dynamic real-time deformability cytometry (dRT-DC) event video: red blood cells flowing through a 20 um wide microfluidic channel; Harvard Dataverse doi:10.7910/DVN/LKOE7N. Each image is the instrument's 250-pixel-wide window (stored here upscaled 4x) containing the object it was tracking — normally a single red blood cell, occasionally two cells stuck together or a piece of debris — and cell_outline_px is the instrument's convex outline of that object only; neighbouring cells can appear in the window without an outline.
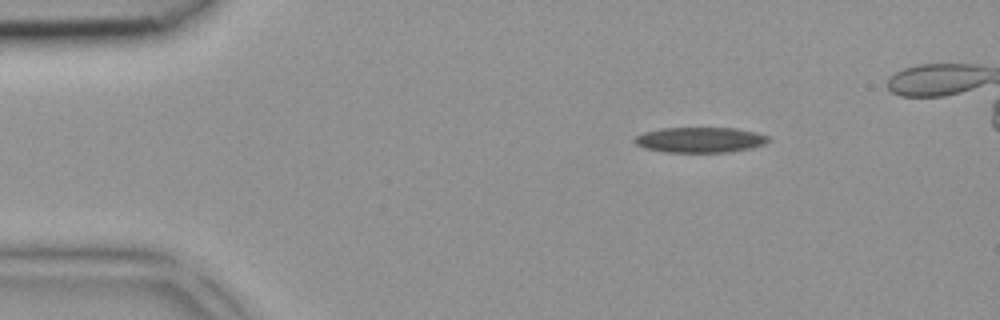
{"species": "common noctule bat (a hibernating species)", "species_latin": "Nyctalus noctula", "temperature_condition": "room temperature", "stored_images_in_passage": 4, "camera_frame_rate_fps": 3000, "um_per_image_px": 0.085, "animal": {"sex": "female", "body_mass_g": 18.4}, "frame": {"image": 1, "passage_image": 1, "time_ms": 0.0, "image_size_px": [1000, 320], "cell_outline_px": [[772, 140], [764, 144], [748, 148], [728, 152], [664, 152], [644, 148], [636, 144], [632, 140], [636, 136], [644, 132], [660, 128], [732, 128], [756, 132], [768, 136]], "centroid_in_image_um": [59.48, 11.88], "position_along_channel_um": 25.5, "area_um2": 19.77}}